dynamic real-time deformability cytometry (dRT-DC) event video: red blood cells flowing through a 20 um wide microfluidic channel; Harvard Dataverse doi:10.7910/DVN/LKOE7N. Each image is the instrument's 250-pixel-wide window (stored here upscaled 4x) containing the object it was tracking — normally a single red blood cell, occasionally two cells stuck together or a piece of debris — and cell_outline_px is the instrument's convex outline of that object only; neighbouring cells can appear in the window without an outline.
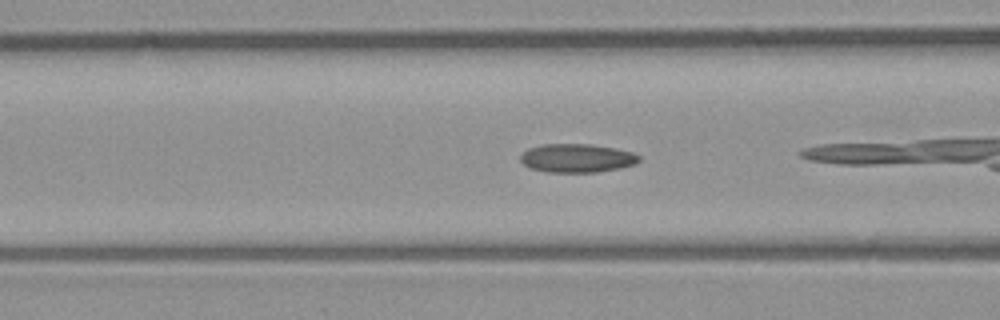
{"species": "common noctule bat (a hibernating species)", "species_latin": "Nyctalus noctula", "temperature_condition": "room temperature", "stored_images_in_passage": 29, "camera_frame_rate_fps": 3000, "um_per_image_px": 0.085, "animal": {"sex": "male", "body_mass_g": 23.1, "forearm_length_mm": 52.7}, "frame": {"image": 1, "passage_image": 11, "time_ms": 3.333, "image_size_px": [1000, 320], "cell_outline_px": [[640, 160], [636, 164], [620, 168], [596, 172], [548, 172], [528, 168], [520, 160], [520, 152], [528, 148], [544, 144], [592, 144], [616, 148], [632, 152], [640, 156]], "centroid_in_image_um": [49.02, 13.43], "position_along_channel_um": 117.6, "area_um2": 20.0}}
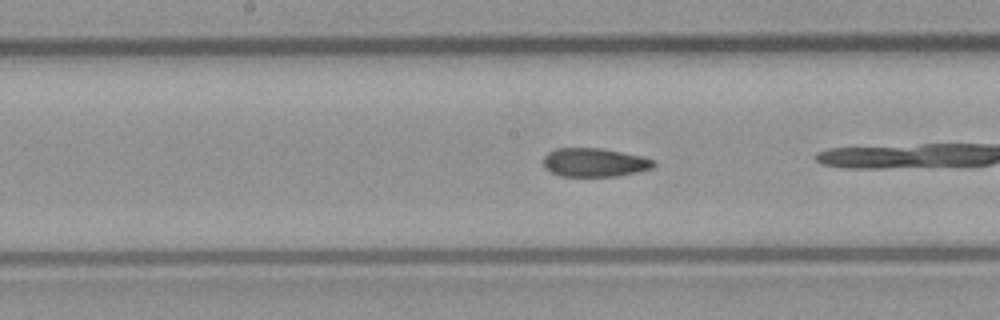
{"frame": {"image": 2, "passage_image": 17, "time_ms": 5.333, "image_size_px": [1000, 320], "cell_outline_px": [[656, 164], [652, 168], [636, 172], [616, 176], [560, 176], [544, 168], [544, 156], [548, 152], [556, 148], [600, 148], [640, 156], [656, 160]], "centroid_in_image_um": [50.52, 13.81], "position_along_channel_um": 197.7, "area_um2": 18.32}}
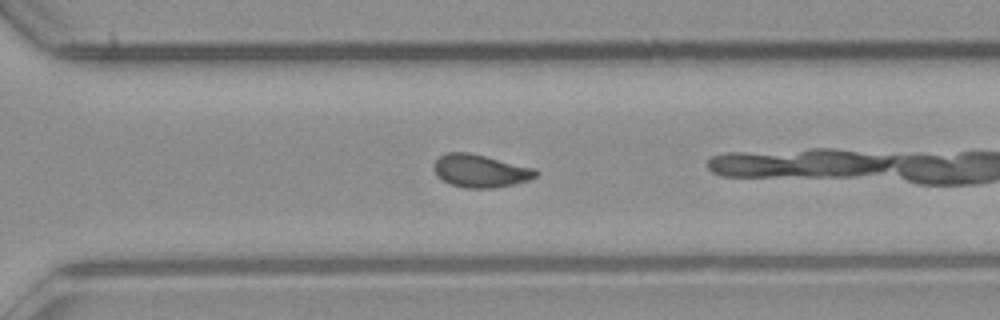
{"frame": {"image": 3, "passage_image": 27, "time_ms": 8.667, "image_size_px": [1000, 320], "cell_outline_px": [[540, 172], [536, 176], [528, 180], [516, 184], [496, 188], [464, 188], [452, 184], [436, 176], [432, 168], [432, 164], [440, 156], [448, 152], [468, 152], [536, 168]], "centroid_in_image_um": [40.83, 14.53], "position_along_channel_um": 329.8, "area_um2": 19.71}}